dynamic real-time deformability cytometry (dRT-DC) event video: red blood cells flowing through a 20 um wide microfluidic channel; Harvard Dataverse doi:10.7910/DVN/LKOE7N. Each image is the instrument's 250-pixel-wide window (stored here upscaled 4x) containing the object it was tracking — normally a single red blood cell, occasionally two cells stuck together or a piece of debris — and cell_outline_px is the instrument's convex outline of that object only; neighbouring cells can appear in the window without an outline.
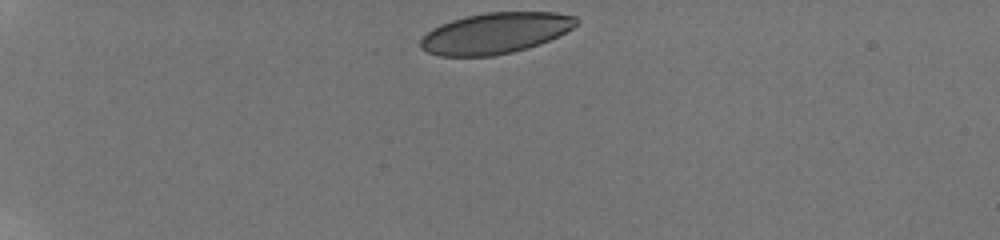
{"species": "human", "species_latin": "Homo sapiens", "temperature_condition": "room temperature", "stored_images_in_passage": 10, "camera_frame_rate_fps": 3000, "um_per_image_px": 0.085, "donor": {"sex": "male"}, "frame": {"image": 1, "passage_image": 1, "time_ms": 0.0, "image_size_px": [1000, 240], "cell_outline_px": [[580, 24], [540, 44], [528, 48], [512, 52], [492, 56], [440, 56], [428, 52], [420, 48], [420, 40], [432, 28], [440, 24], [452, 20], [484, 12], [556, 12], [576, 16], [580, 20]], "centroid_in_image_um": [42.12, 2.81], "position_along_channel_um": 42.9, "area_um2": 37.17}}
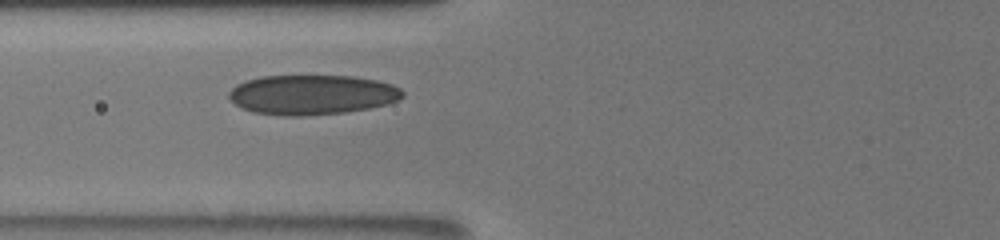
{"frame": {"image": 2, "passage_image": 7, "time_ms": 3.333, "image_size_px": [1000, 240], "cell_outline_px": [[404, 96], [400, 100], [388, 104], [368, 108], [344, 112], [300, 116], [284, 116], [252, 112], [240, 108], [228, 96], [228, 92], [236, 84], [260, 76], [352, 76], [376, 80], [392, 84], [400, 88], [404, 92]], "centroid_in_image_um": [26.53, 8.05], "position_along_channel_um": 99.3, "area_um2": 40.4}}
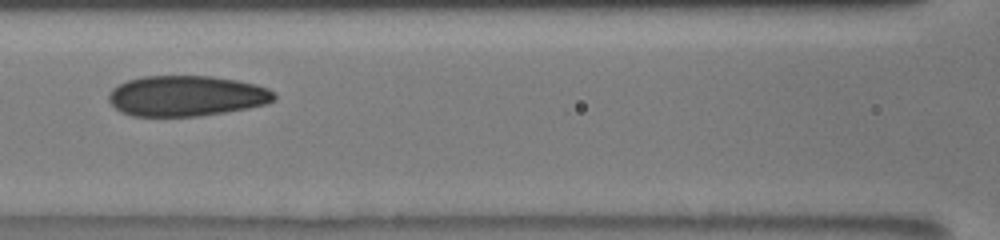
{"frame": {"image": 3, "passage_image": 9, "time_ms": 4.667, "image_size_px": [1000, 240], "cell_outline_px": [[276, 100], [268, 104], [248, 108], [200, 116], [132, 116], [120, 112], [108, 100], [108, 96], [112, 88], [128, 80], [144, 76], [212, 76], [236, 80], [256, 84], [268, 88], [276, 96]], "centroid_in_image_um": [15.86, 8.15], "position_along_channel_um": 150.7, "area_um2": 39.25}}